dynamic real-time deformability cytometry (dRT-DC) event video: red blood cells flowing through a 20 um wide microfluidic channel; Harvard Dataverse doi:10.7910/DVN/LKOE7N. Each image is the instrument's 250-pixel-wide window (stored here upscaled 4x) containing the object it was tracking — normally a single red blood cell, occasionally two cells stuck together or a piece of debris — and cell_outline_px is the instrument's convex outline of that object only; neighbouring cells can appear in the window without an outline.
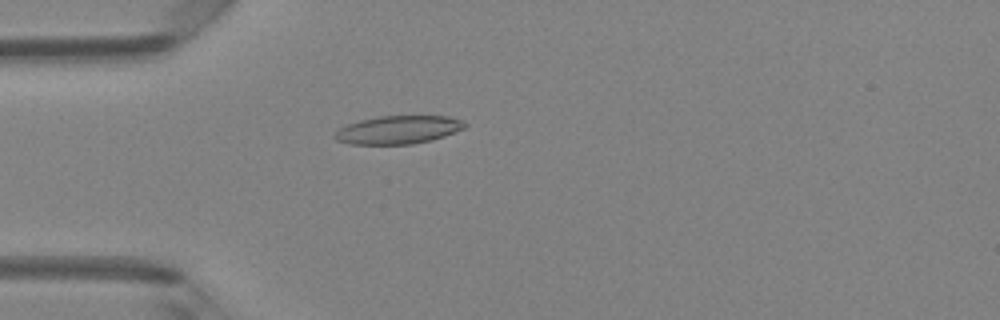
{"species": "Egyptian fruit bat (a non-hibernating species)", "species_latin": "Rousettus aegyptiacus", "temperature_condition": "room temperature", "stored_images_in_passage": 49, "camera_frame_rate_fps": 3000, "um_per_image_px": 0.085, "animal": {"sex": "female"}, "frame": {"image": 1, "passage_image": 14, "time_ms": 4.333, "image_size_px": [1000, 320], "cell_outline_px": [[468, 124], [464, 128], [444, 136], [432, 140], [412, 144], [352, 144], [336, 140], [332, 136], [340, 128], [348, 124], [360, 120], [380, 116], [448, 116], [460, 120]], "centroid_in_image_um": [33.85, 11.03], "position_along_channel_um": 51.2, "area_um2": 21.21}}
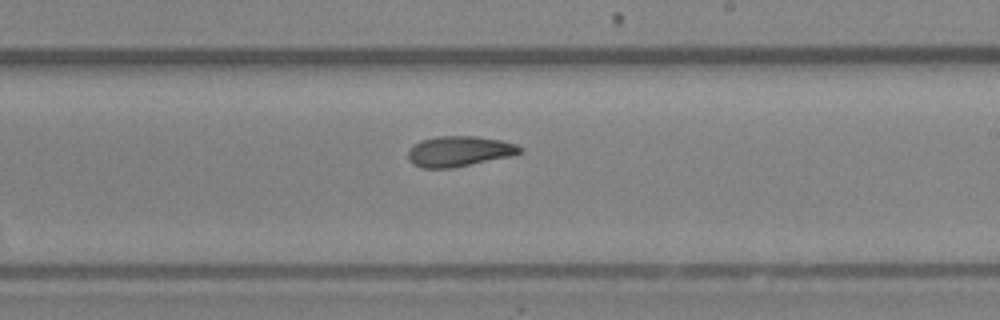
{"frame": {"image": 2, "passage_image": 29, "time_ms": 9.333, "image_size_px": [1000, 320], "cell_outline_px": [[524, 152], [512, 156], [452, 168], [420, 168], [412, 164], [408, 160], [408, 148], [412, 144], [420, 140], [436, 136], [476, 136], [500, 140], [516, 144], [524, 148]], "centroid_in_image_um": [39.01, 12.86], "position_along_channel_um": 250.0, "area_um2": 20.23}}
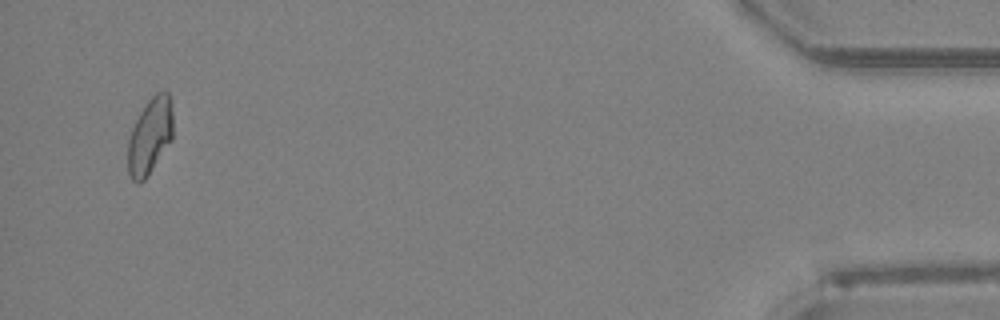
{"frame": {"image": 3, "passage_image": 47, "time_ms": 15.333, "image_size_px": [1000, 320], "cell_outline_px": [[172, 140], [144, 180], [140, 184], [136, 184], [132, 180], [128, 172], [128, 136], [140, 112], [148, 100], [156, 92], [168, 92], [172, 104]], "centroid_in_image_um": [12.73, 11.57], "position_along_channel_um": 422.5, "area_um2": 20.06}, "authors_computed_cell_mechanics": {"area_um2": 20.1144, "velocity_mm_per_s": 4.1919, "shape_relaxation_time_tau1_ms": null, "shape_relaxation_time_tau2_ms": 3.4157, "deformation_change_tau1": null, "deformation_change_tau2": 0.1036}}